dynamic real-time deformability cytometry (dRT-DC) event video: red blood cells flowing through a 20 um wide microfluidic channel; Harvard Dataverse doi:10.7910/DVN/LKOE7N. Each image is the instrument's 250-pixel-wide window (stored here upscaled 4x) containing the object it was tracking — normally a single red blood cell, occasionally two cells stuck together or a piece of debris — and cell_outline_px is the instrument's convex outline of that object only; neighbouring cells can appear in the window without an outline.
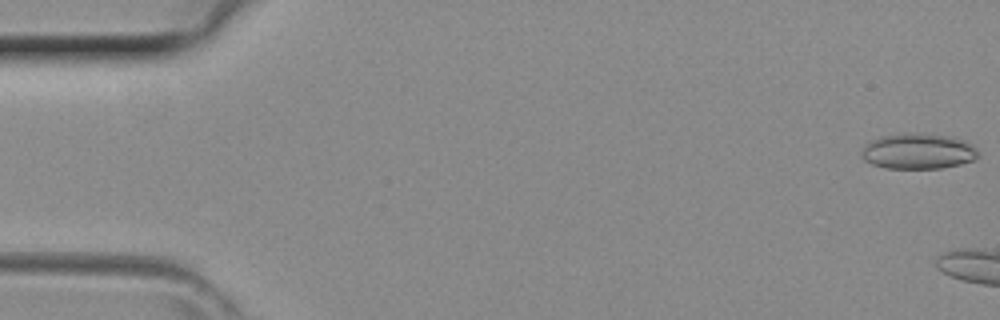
{"species": "common noctule bat (a hibernating species)", "species_latin": "Nyctalus noctula", "temperature_condition": "room temperature", "stored_images_in_passage": 10, "camera_frame_rate_fps": 3000, "um_per_image_px": 0.085, "animal": {"sex": "female", "body_mass_g": 29.2, "forearm_length_mm": 56.3}, "frame": {"image": 1, "passage_image": 1, "time_ms": 0.0, "image_size_px": [1000, 320], "cell_outline_px": [[976, 160], [960, 164], [940, 168], [884, 168], [872, 164], [864, 160], [860, 156], [860, 152], [868, 140], [880, 136], [900, 132], [924, 132], [956, 136], [972, 144], [976, 148]], "centroid_in_image_um": [78.01, 12.81], "position_along_channel_um": 7.0, "area_um2": 24.97}}